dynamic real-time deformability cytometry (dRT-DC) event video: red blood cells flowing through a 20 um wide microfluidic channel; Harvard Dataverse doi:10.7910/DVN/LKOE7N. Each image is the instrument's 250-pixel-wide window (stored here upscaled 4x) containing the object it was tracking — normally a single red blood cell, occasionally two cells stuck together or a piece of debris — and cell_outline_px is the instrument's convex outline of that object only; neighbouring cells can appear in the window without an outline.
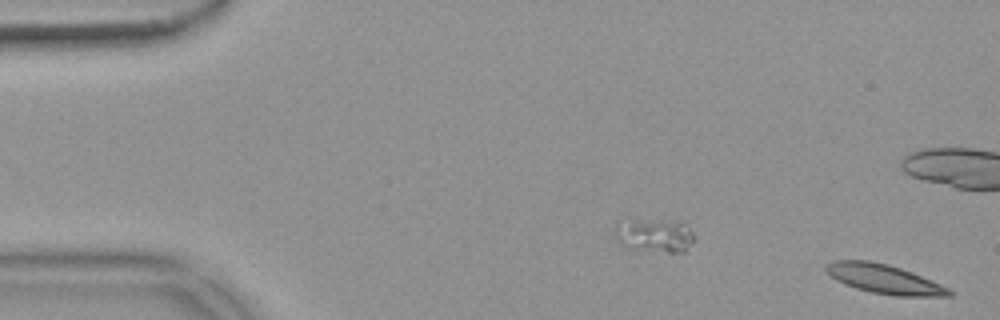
{"species": "common noctule bat (a hibernating species)", "species_latin": "Nyctalus noctula", "temperature_condition": "warm", "stored_images_in_passage": 42, "camera_frame_rate_fps": 3000, "um_per_image_px": 0.085, "animal": {"sex": "female", "body_mass_g": 18.4}, "frame": {"image": 1, "passage_image": 1, "time_ms": 0.0, "image_size_px": [1000, 320], "cell_outline_px": [[956, 292], [952, 296], [896, 296], [872, 292], [856, 288], [844, 284], [836, 280], [824, 272], [824, 264], [832, 260], [868, 260], [888, 264], [912, 272], [940, 284]], "centroid_in_image_um": [75.11, 23.71], "position_along_channel_um": 9.9, "area_um2": 21.15}}